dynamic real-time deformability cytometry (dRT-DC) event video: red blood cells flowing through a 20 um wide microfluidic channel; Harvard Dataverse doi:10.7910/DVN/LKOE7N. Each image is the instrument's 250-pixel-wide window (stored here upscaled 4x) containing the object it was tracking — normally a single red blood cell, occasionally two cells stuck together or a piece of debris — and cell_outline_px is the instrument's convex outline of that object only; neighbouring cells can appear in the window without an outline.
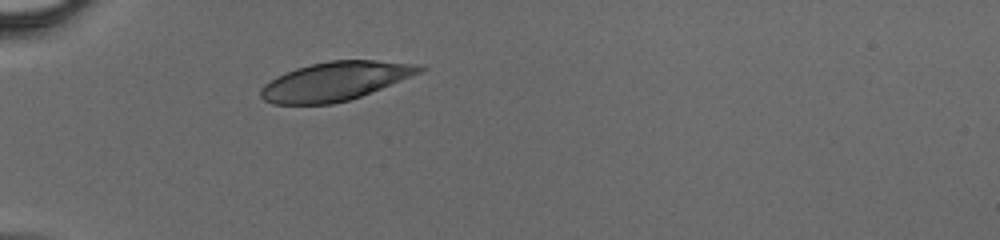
{"species": "human", "species_latin": "Homo sapiens", "temperature_condition": "cold", "stored_images_in_passage": 28, "camera_frame_rate_fps": 3000, "um_per_image_px": 0.085, "donor": {"sex": "male"}, "frame": {"image": 1, "passage_image": 1, "time_ms": 0.0, "image_size_px": [1000, 240], "cell_outline_px": [[428, 68], [420, 72], [360, 96], [348, 100], [332, 104], [272, 104], [264, 100], [260, 96], [260, 88], [264, 84], [276, 76], [296, 68], [328, 60], [376, 60], [424, 64]], "centroid_in_image_um": [28.48, 6.89], "position_along_channel_um": 56.5, "area_um2": 35.72}}
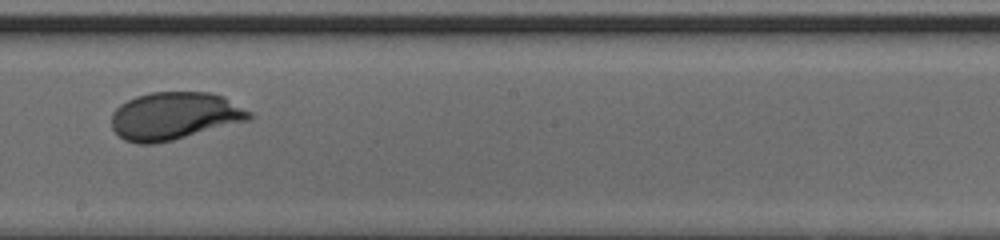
{"frame": {"image": 2, "passage_image": 14, "time_ms": 4.333, "image_size_px": [1000, 240], "cell_outline_px": [[252, 120], [156, 144], [136, 144], [124, 140], [112, 128], [112, 112], [120, 104], [136, 96], [152, 92], [208, 92], [224, 96], [252, 112]], "centroid_in_image_um": [14.85, 9.86], "position_along_channel_um": 233.3, "area_um2": 38.49}}
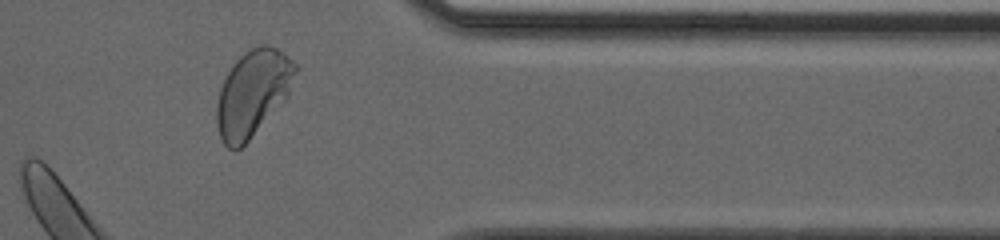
{"frame": {"image": 3, "passage_image": 25, "time_ms": 8.0, "image_size_px": [1000, 240], "cell_outline_px": [[296, 68], [288, 96], [248, 140], [240, 148], [228, 148], [224, 144], [220, 136], [216, 124], [216, 104], [220, 88], [232, 64], [240, 56], [252, 48], [260, 44], [268, 44], [284, 52], [296, 64]], "centroid_in_image_um": [21.46, 7.89], "position_along_channel_um": 389.9, "area_um2": 38.9}}